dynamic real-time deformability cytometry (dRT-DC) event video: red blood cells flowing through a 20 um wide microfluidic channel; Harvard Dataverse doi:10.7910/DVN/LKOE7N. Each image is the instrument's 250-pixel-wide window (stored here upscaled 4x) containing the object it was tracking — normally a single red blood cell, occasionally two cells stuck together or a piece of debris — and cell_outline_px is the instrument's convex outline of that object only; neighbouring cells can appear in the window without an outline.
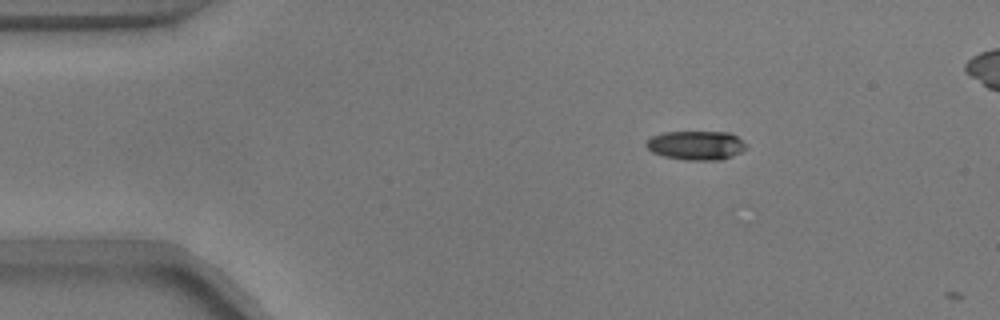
{"species": "common noctule bat (a hibernating species)", "species_latin": "Nyctalus noctula", "temperature_condition": "warm", "stored_images_in_passage": 3, "camera_frame_rate_fps": 3000, "um_per_image_px": 0.085, "animal": {"sex": "male", "body_mass_g": 17.9}, "frame": {"image": 1, "passage_image": 1, "time_ms": 0.0, "image_size_px": [1000, 320], "cell_outline_px": [[748, 148], [732, 156], [720, 160], [688, 160], [664, 156], [652, 152], [644, 144], [652, 136], [664, 132], [728, 132], [744, 140], [748, 144]], "centroid_in_image_um": [59.21, 12.35], "position_along_channel_um": 25.8, "area_um2": 16.99}}